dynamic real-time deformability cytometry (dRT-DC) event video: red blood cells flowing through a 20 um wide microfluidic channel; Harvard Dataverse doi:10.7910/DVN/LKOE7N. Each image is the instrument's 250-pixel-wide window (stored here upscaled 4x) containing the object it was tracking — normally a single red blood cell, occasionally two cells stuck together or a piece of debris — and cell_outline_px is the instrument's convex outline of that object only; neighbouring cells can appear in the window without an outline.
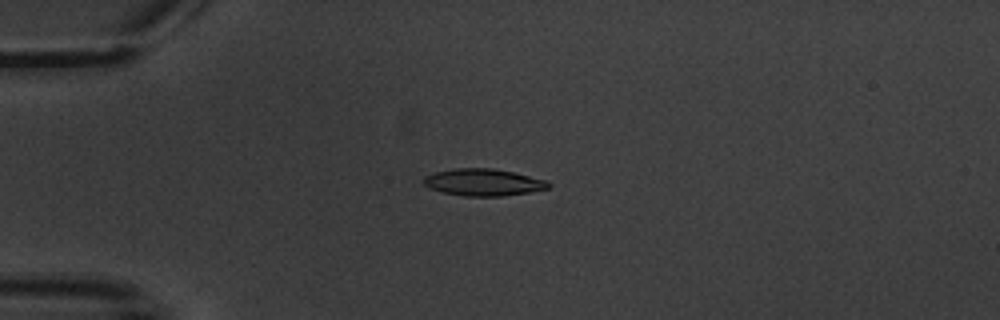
{"species": "common noctule bat (a hibernating species)", "species_latin": "Nyctalus noctula", "temperature_condition": "warm", "stored_images_in_passage": 4, "camera_frame_rate_fps": 3000, "um_per_image_px": 0.085, "animal": {"sex": "male", "body_mass_g": 20.1, "forearm_length_mm": 53.5}, "frame": {"image": 1, "passage_image": 3, "time_ms": 3.333, "image_size_px": [1000, 320], "cell_outline_px": [[552, 184], [548, 188], [528, 192], [504, 196], [464, 196], [444, 192], [432, 188], [424, 184], [424, 176], [436, 172], [456, 168], [492, 168], [512, 172], [548, 180]], "centroid_in_image_um": [41.12, 15.49], "position_along_channel_um": 43.9, "area_um2": 19.42}}